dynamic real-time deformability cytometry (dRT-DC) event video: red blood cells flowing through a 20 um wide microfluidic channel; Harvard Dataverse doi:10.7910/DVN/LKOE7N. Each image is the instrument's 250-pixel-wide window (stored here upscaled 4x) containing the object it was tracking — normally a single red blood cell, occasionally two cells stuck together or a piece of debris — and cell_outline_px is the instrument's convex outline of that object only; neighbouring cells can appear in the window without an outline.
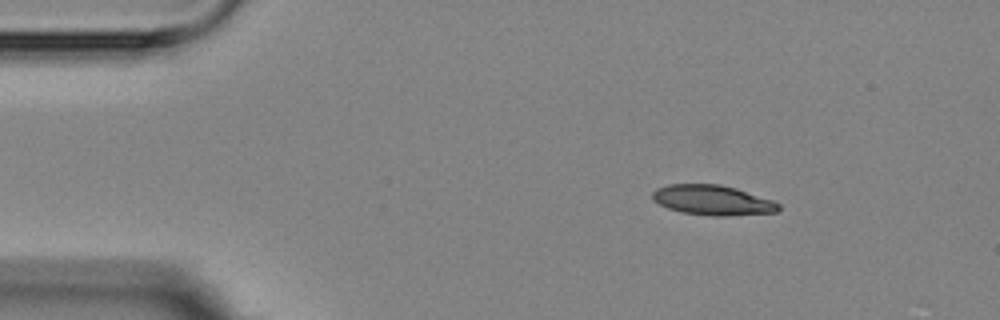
{"species": "Egyptian fruit bat (a non-hibernating species)", "species_latin": "Rousettus aegyptiacus", "temperature_condition": "room temperature", "stored_images_in_passage": 3, "camera_frame_rate_fps": 3000, "um_per_image_px": 0.085, "animal": {"sex": "female"}, "frame": {"image": 1, "passage_image": 2, "time_ms": 1.0, "image_size_px": [1000, 320], "cell_outline_px": [[780, 208], [776, 212], [724, 216], [712, 216], [680, 212], [668, 208], [652, 200], [652, 192], [656, 188], [668, 184], [720, 184], [736, 188], [772, 200], [780, 204]], "centroid_in_image_um": [60.54, 17.01], "position_along_channel_um": 24.5, "area_um2": 22.08}}